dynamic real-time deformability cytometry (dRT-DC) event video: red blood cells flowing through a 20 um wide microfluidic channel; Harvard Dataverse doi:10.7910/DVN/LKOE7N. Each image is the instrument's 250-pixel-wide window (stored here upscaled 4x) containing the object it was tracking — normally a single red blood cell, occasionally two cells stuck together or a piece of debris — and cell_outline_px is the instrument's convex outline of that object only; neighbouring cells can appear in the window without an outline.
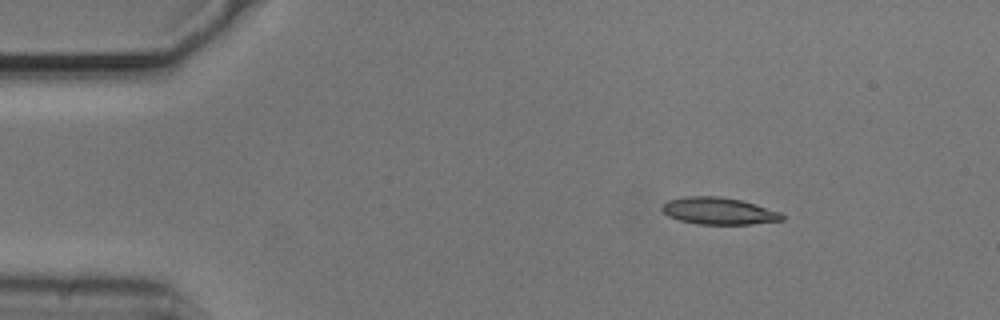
{"species": "common noctule bat (a hibernating species)", "species_latin": "Nyctalus noctula", "temperature_condition": "cold", "stored_images_in_passage": 12, "camera_frame_rate_fps": 3000, "um_per_image_px": 0.085, "animal": {"sex": "male", "body_mass_g": 20.5, "forearm_length_mm": 52.5}, "frame": {"image": 1, "passage_image": 7, "time_ms": 2.0, "image_size_px": [1000, 320], "cell_outline_px": [[784, 220], [752, 224], [696, 224], [680, 220], [668, 216], [660, 208], [668, 200], [684, 196], [720, 196], [740, 200], [756, 204], [780, 212], [784, 216]], "centroid_in_image_um": [61.09, 17.93], "position_along_channel_um": 23.9, "area_um2": 18.9}}